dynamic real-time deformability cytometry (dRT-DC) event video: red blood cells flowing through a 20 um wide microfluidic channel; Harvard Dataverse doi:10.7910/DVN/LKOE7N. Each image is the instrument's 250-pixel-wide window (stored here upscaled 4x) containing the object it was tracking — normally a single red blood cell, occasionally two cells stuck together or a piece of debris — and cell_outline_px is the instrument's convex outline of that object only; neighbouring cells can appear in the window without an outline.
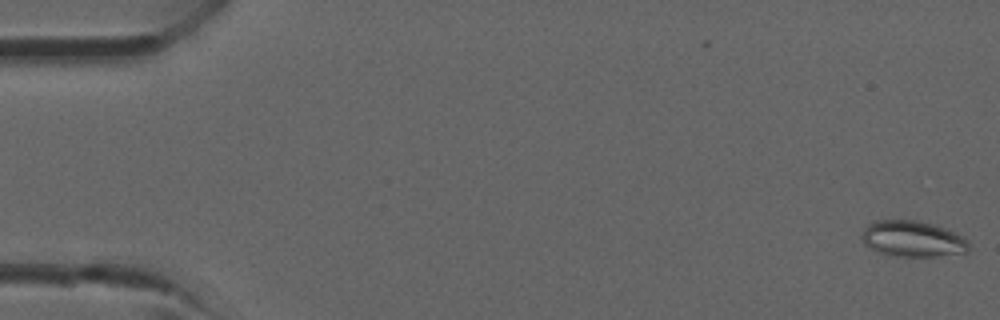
{"species": "common noctule bat (a hibernating species)", "species_latin": "Nyctalus noctula", "temperature_condition": "room temperature", "stored_images_in_passage": 41, "camera_frame_rate_fps": 3000, "um_per_image_px": 0.085, "animal": {"sex": "male", "forearm_length_mm": 52.5}, "frame": {"image": 1, "passage_image": 1, "time_ms": 0.0, "image_size_px": [1000, 320], "cell_outline_px": [[968, 252], [936, 256], [896, 256], [880, 252], [864, 244], [860, 236], [864, 228], [868, 224], [876, 220], [916, 220], [932, 224], [956, 232], [964, 236], [968, 240]], "centroid_in_image_um": [77.58, 20.29], "position_along_channel_um": 7.4, "area_um2": 22.43}}
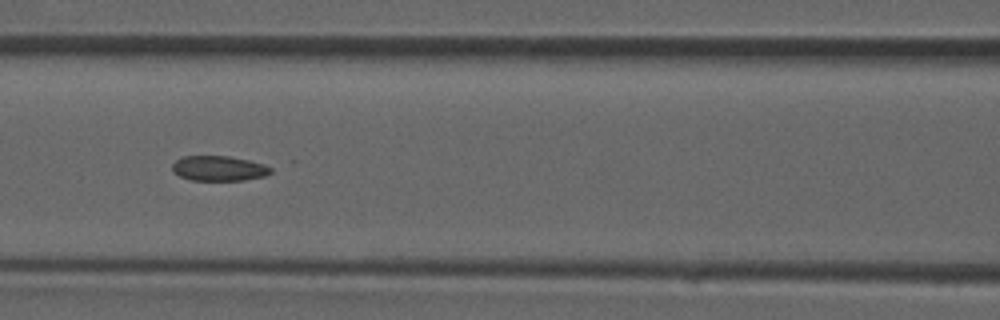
{"frame": {"image": 2, "passage_image": 18, "time_ms": 5.667, "image_size_px": [1000, 320], "cell_outline_px": [[272, 172], [264, 176], [244, 180], [192, 180], [180, 176], [172, 172], [172, 164], [180, 156], [228, 156], [248, 160], [264, 164], [272, 168]], "centroid_in_image_um": [18.58, 14.31], "position_along_channel_um": 148.0, "area_um2": 14.39}}
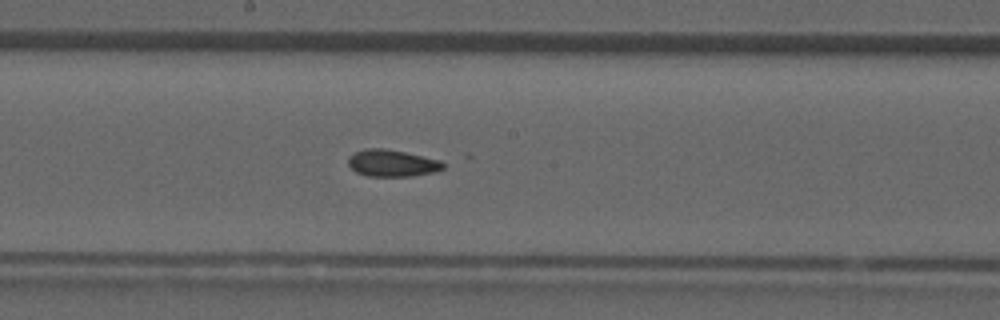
{"frame": {"image": 3, "passage_image": 22, "time_ms": 7.0, "image_size_px": [1000, 320], "cell_outline_px": [[444, 168], [436, 172], [412, 176], [368, 176], [356, 172], [348, 164], [348, 156], [364, 148], [384, 148], [404, 152], [440, 160], [444, 164]], "centroid_in_image_um": [33.32, 13.87], "position_along_channel_um": 214.9, "area_um2": 14.85}}